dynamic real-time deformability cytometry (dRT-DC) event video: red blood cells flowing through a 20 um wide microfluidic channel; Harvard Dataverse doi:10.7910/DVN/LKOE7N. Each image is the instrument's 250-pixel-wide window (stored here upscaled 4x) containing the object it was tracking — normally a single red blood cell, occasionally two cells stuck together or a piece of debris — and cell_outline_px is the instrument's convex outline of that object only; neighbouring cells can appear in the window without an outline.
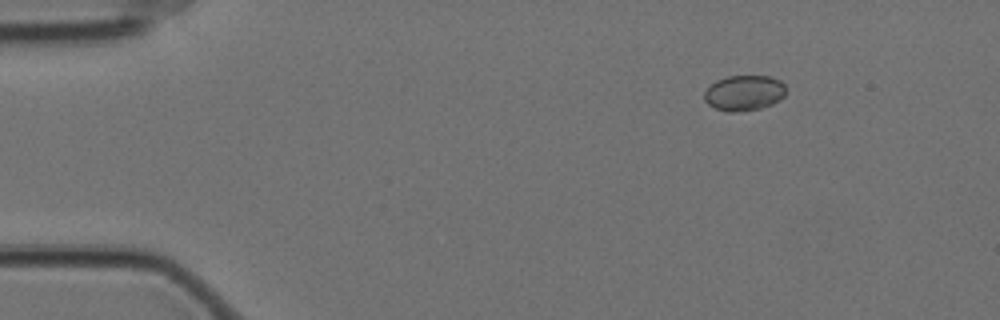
{"species": "Egyptian fruit bat (a non-hibernating species)", "species_latin": "Rousettus aegyptiacus", "temperature_condition": "cold", "stored_images_in_passage": 51, "camera_frame_rate_fps": 3000, "um_per_image_px": 0.085, "animal": {"sex": "female"}, "frame": {"image": 1, "passage_image": 1, "time_ms": 0.0, "image_size_px": [1000, 320], "cell_outline_px": [[784, 96], [780, 100], [772, 104], [760, 108], [736, 112], [728, 112], [716, 108], [708, 104], [704, 100], [704, 92], [716, 80], [728, 76], [768, 76], [780, 80], [784, 84]], "centroid_in_image_um": [63.24, 7.9], "position_along_channel_um": 21.8, "area_um2": 16.76}}
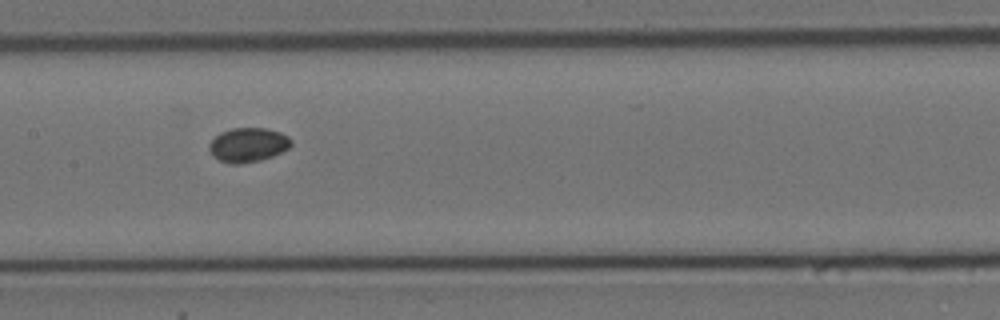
{"frame": {"image": 2, "passage_image": 22, "time_ms": 7.0, "image_size_px": [1000, 320], "cell_outline_px": [[292, 144], [288, 148], [272, 156], [260, 160], [240, 164], [228, 164], [212, 156], [208, 148], [208, 144], [220, 132], [232, 128], [268, 128], [280, 132], [288, 136], [292, 140]], "centroid_in_image_um": [21.07, 12.31], "position_along_channel_um": 186.3, "area_um2": 16.47}}
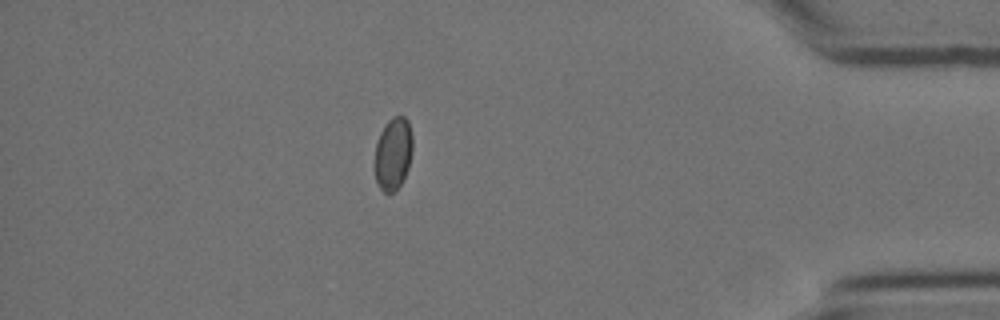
{"frame": {"image": 3, "passage_image": 44, "time_ms": 14.333, "image_size_px": [1000, 320], "cell_outline_px": [[412, 152], [408, 168], [400, 184], [392, 192], [384, 192], [380, 188], [376, 180], [376, 144], [380, 132], [384, 124], [392, 116], [404, 116], [408, 120], [412, 136]], "centroid_in_image_um": [33.43, 13.0], "position_along_channel_um": 401.8, "area_um2": 15.78}}